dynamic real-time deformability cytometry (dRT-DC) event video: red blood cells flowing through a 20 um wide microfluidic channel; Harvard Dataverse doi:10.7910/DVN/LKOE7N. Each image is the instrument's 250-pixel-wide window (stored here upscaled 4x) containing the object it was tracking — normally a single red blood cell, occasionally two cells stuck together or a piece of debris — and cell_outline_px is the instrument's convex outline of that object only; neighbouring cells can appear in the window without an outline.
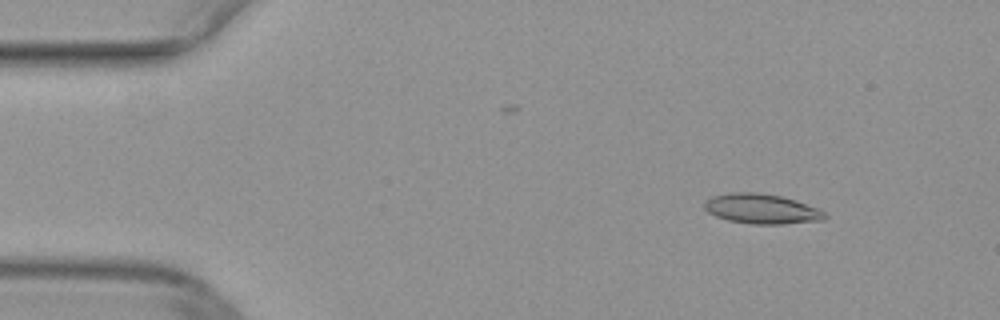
{"species": "common noctule bat (a hibernating species)", "species_latin": "Nyctalus noctula", "temperature_condition": "warm", "stored_images_in_passage": 45, "camera_frame_rate_fps": 3000, "um_per_image_px": 0.085, "animal": {"sex": "female", "body_mass_g": 29.2, "forearm_length_mm": 56.3}, "frame": {"image": 1, "passage_image": 1, "time_ms": 0.0, "image_size_px": [1000, 320], "cell_outline_px": [[828, 216], [824, 220], [784, 224], [752, 224], [728, 220], [716, 216], [708, 212], [704, 208], [704, 200], [712, 196], [728, 192], [756, 192], [780, 196], [796, 200], [820, 208]], "centroid_in_image_um": [64.75, 17.75], "position_along_channel_um": 20.3, "area_um2": 21.21}}
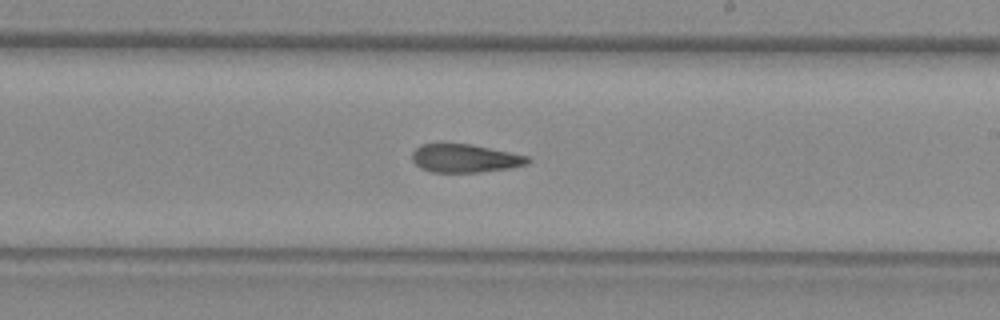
{"frame": {"image": 2, "passage_image": 24, "time_ms": 7.667, "image_size_px": [1000, 320], "cell_outline_px": [[532, 160], [528, 164], [512, 168], [480, 172], [432, 172], [420, 168], [412, 160], [412, 152], [420, 144], [472, 144], [528, 156]], "centroid_in_image_um": [39.54, 13.46], "position_along_channel_um": 249.5, "area_um2": 19.13}}
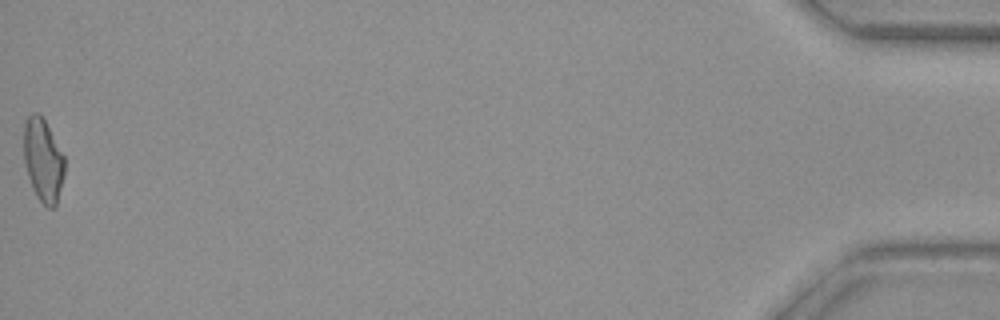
{"frame": {"image": 3, "passage_image": 45, "time_ms": 14.667, "image_size_px": [1000, 320], "cell_outline_px": [[64, 176], [56, 208], [48, 208], [36, 196], [32, 188], [24, 164], [24, 124], [28, 116], [32, 112], [40, 112], [64, 156]], "centroid_in_image_um": [3.66, 13.63], "position_along_channel_um": 431.5, "area_um2": 19.88}}